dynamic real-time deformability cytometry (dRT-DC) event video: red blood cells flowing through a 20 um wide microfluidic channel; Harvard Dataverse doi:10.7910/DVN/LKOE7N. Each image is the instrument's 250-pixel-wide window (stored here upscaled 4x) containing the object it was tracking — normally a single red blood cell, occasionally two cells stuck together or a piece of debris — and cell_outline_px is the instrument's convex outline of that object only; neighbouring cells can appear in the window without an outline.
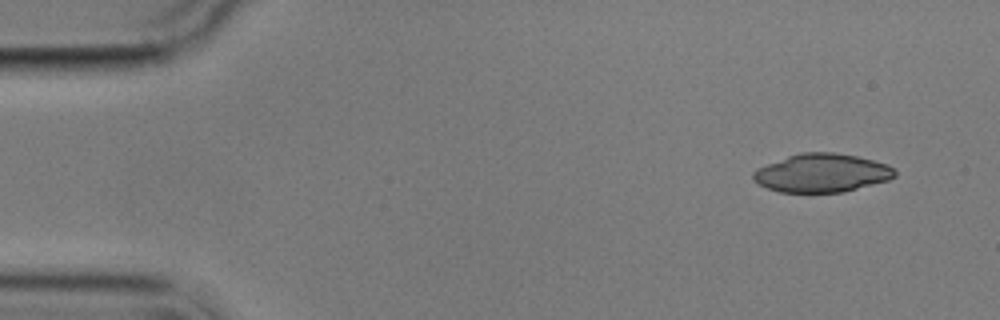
{"species": "common noctule bat (a hibernating species)", "species_latin": "Nyctalus noctula", "temperature_condition": "cold", "stored_images_in_passage": 4, "camera_frame_rate_fps": 3000, "um_per_image_px": 0.085, "animal": {"sex": "male", "body_mass_g": 17.9}, "frame": {"image": 1, "passage_image": 1, "time_ms": 0.0, "image_size_px": [1000, 320], "cell_outline_px": [[896, 176], [888, 180], [844, 192], [780, 192], [768, 188], [752, 180], [752, 172], [756, 168], [788, 156], [800, 152], [832, 152], [856, 156], [888, 164], [896, 172]], "centroid_in_image_um": [69.84, 14.7], "position_along_channel_um": 15.2, "area_um2": 31.67}}